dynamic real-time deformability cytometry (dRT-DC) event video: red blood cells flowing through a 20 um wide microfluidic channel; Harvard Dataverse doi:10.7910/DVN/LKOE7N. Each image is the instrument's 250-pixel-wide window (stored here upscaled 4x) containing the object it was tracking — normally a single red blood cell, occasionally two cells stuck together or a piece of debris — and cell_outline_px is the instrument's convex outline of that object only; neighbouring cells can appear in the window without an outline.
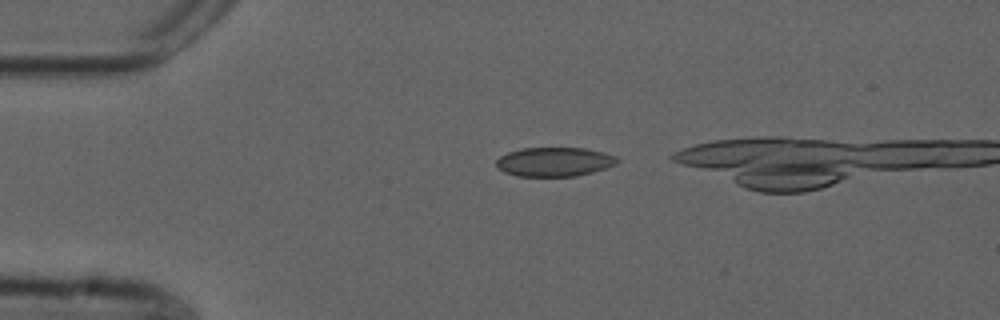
{"species": "common noctule bat (a hibernating species)", "species_latin": "Nyctalus noctula", "temperature_condition": "cold", "stored_images_in_passage": 34, "camera_frame_rate_fps": 3000, "um_per_image_px": 0.085, "animal": {"sex": "male", "forearm_length_mm": 52.5}, "frame": {"image": 1, "passage_image": 2, "time_ms": 0.333, "image_size_px": [1000, 320], "cell_outline_px": [[620, 160], [616, 164], [592, 172], [576, 176], [516, 176], [504, 172], [496, 168], [496, 160], [500, 156], [508, 152], [524, 148], [584, 148], [604, 152], [616, 156]], "centroid_in_image_um": [47.11, 13.75], "position_along_channel_um": 37.9, "area_um2": 20.58}}
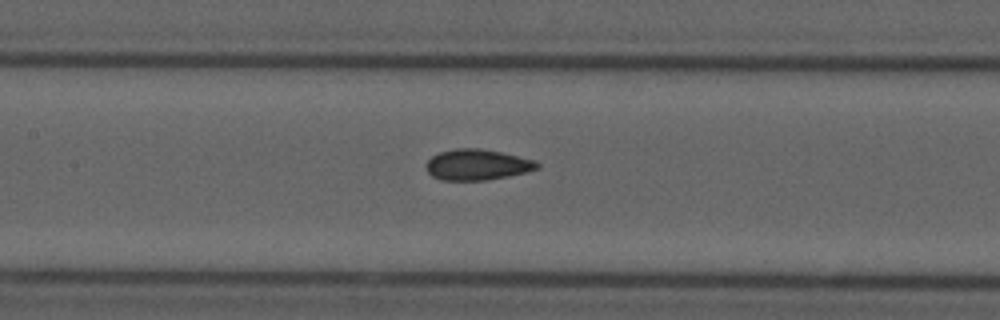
{"frame": {"image": 2, "passage_image": 15, "time_ms": 4.667, "image_size_px": [1000, 320], "cell_outline_px": [[540, 168], [528, 172], [508, 176], [484, 180], [440, 180], [432, 176], [428, 172], [424, 164], [432, 156], [440, 152], [456, 148], [480, 148], [500, 152], [536, 160], [540, 164]], "centroid_in_image_um": [40.57, 14.0], "position_along_channel_um": 166.8, "area_um2": 20.06}}
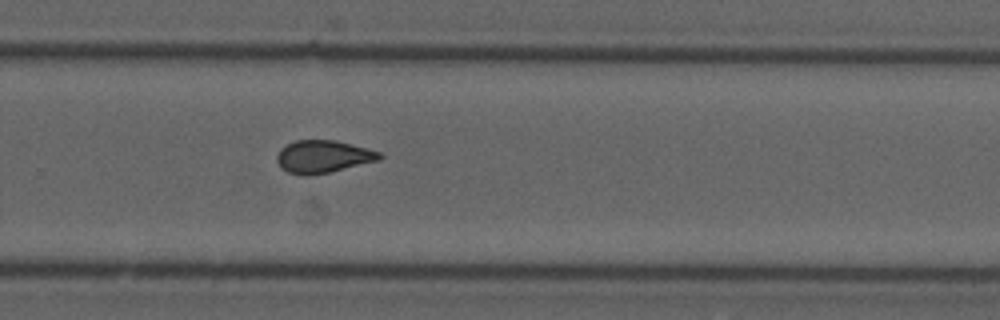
{"frame": {"image": 3, "passage_image": 26, "time_ms": 8.333, "image_size_px": [1000, 320], "cell_outline_px": [[384, 156], [380, 160], [328, 172], [308, 176], [304, 176], [288, 172], [280, 168], [276, 160], [276, 156], [280, 148], [296, 140], [336, 140], [380, 152]], "centroid_in_image_um": [27.43, 13.31], "position_along_channel_um": 302.4, "area_um2": 19.48}}